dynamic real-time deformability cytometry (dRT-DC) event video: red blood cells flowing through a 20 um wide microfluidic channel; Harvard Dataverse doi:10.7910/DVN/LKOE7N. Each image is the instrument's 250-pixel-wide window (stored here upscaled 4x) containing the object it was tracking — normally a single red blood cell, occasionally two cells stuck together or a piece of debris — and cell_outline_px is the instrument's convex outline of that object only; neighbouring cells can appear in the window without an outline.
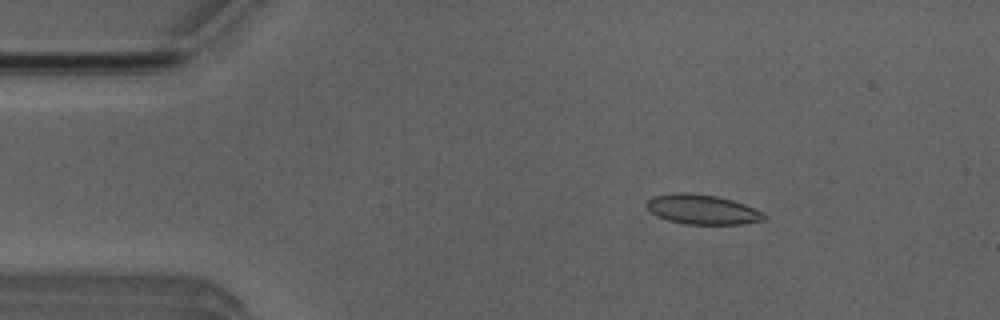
{"species": "Egyptian fruit bat (a non-hibernating species)", "species_latin": "Rousettus aegyptiacus", "temperature_condition": "room temperature", "stored_images_in_passage": 50, "camera_frame_rate_fps": 3000, "um_per_image_px": 0.085, "animal": {"sex": "male"}, "frame": {"image": 1, "passage_image": 7, "time_ms": 2.0, "image_size_px": [1000, 320], "cell_outline_px": [[768, 216], [764, 220], [744, 224], [684, 224], [668, 220], [656, 216], [648, 208], [648, 200], [652, 196], [676, 192], [688, 192], [716, 196], [732, 200], [744, 204], [764, 212]], "centroid_in_image_um": [59.73, 17.8], "position_along_channel_um": 25.3, "area_um2": 20.4}}
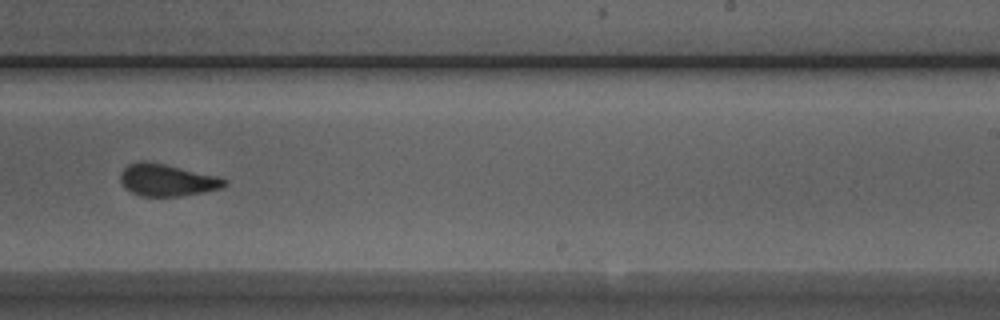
{"frame": {"image": 2, "passage_image": 31, "time_ms": 10.0, "image_size_px": [1000, 320], "cell_outline_px": [[228, 184], [224, 188], [204, 192], [180, 196], [140, 196], [124, 188], [120, 180], [120, 172], [128, 164], [136, 160], [148, 160], [216, 176], [228, 180]], "centroid_in_image_um": [14.18, 15.3], "position_along_channel_um": 274.8, "area_um2": 19.71}}
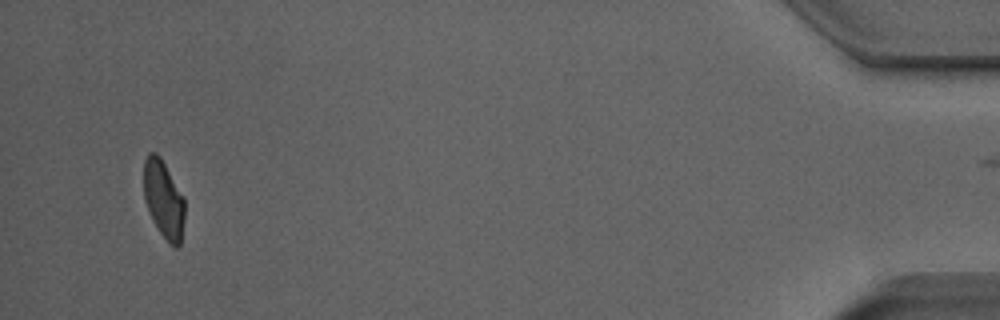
{"frame": {"image": 3, "passage_image": 49, "time_ms": 16.0, "image_size_px": [1000, 320], "cell_outline_px": [[184, 220], [180, 244], [176, 248], [160, 232], [144, 200], [144, 160], [148, 152], [156, 152], [160, 156], [184, 196]], "centroid_in_image_um": [13.91, 16.87], "position_along_channel_um": 421.3, "area_um2": 18.26}, "authors_computed_cell_mechanics": {"area_um2": 20.0277, "velocity_mm_per_s": 3.8841, "shape_relaxation_time_tau1_ms": 6.0499, "shape_relaxation_time_tau2_ms": 1.2565, "deformation_change_tau1": 0.1462, "deformation_change_tau2": 0.0638}}